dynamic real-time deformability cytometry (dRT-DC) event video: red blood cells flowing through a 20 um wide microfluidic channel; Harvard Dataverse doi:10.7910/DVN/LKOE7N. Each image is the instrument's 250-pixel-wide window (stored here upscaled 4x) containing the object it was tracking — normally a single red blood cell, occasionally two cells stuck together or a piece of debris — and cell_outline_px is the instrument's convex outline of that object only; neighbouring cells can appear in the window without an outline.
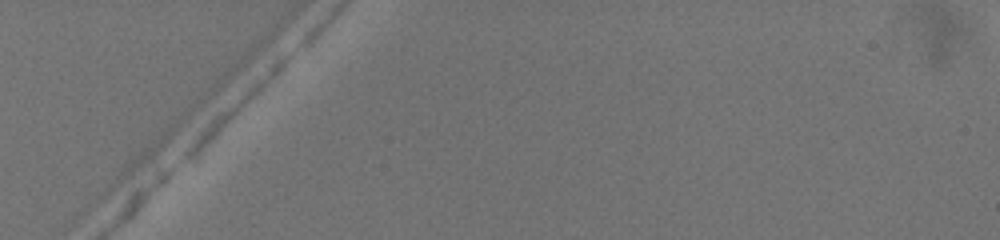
{"species": "common noctule bat (a hibernating species)", "species_latin": "Nyctalus noctula", "temperature_condition": "warm", "stored_images_in_passage": 3, "camera_frame_rate_fps": 3000, "um_per_image_px": 0.085, "animal": {"sex": "female", "body_mass_g": 19.5, "forearm_length_mm": 54.1}, "frame": {"image": 1, "passage_image": 2, "time_ms": 0.333, "image_size_px": [1000, 240], "cell_outline_px": [[296, 48], [292, 56], [232, 116], [188, 156], [180, 160], [180, 156], [200, 128], [280, 56]], "centroid_in_image_um": [19.95, 8.92], "position_along_channel_um": 65.1, "area_um2": 11.44}}